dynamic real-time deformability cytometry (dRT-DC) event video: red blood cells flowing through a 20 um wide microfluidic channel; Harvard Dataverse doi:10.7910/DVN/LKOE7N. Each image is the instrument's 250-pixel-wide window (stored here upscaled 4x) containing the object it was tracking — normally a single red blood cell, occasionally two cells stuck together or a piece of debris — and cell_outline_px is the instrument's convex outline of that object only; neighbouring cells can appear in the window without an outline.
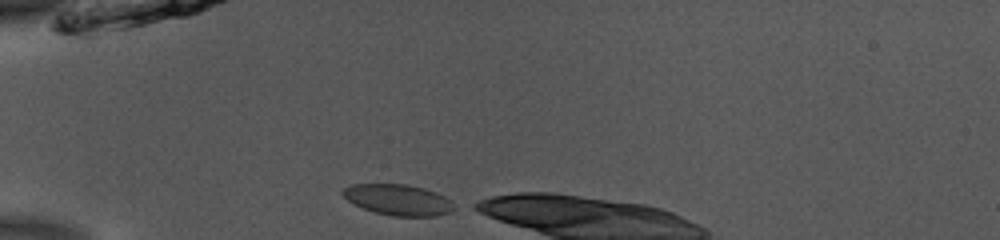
{"species": "common noctule bat (a hibernating species)", "species_latin": "Nyctalus noctula", "temperature_condition": "room temperature", "stored_images_in_passage": 6, "camera_frame_rate_fps": 3000, "um_per_image_px": 0.085, "animal": {"sex": "male", "body_mass_g": 13.0, "forearm_length_mm": 53.1}, "frame": {"image": 1, "passage_image": 1, "time_ms": 0.0, "image_size_px": [1000, 240], "cell_outline_px": [[460, 208], [452, 212], [436, 216], [392, 216], [376, 212], [364, 208], [348, 200], [340, 192], [344, 188], [352, 184], [404, 184], [424, 188], [436, 192], [460, 204]], "centroid_in_image_um": [33.97, 16.99], "position_along_channel_um": 51.0, "area_um2": 20.35}}